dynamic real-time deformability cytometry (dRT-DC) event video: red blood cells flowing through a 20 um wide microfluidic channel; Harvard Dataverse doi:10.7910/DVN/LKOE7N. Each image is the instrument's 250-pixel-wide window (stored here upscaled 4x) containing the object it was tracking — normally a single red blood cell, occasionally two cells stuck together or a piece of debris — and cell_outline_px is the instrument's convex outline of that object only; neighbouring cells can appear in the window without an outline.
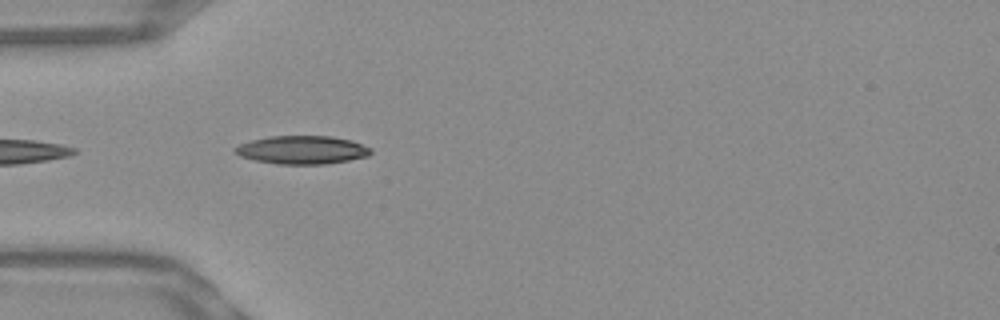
{"species": "Egyptian fruit bat (a non-hibernating species)", "species_latin": "Rousettus aegyptiacus", "temperature_condition": "warm", "stored_images_in_passage": 11, "camera_frame_rate_fps": 3000, "um_per_image_px": 0.085, "frame": {"image": 1, "passage_image": 2, "time_ms": 0.333, "image_size_px": [1000, 320], "cell_outline_px": [[372, 152], [368, 156], [348, 160], [324, 164], [276, 164], [256, 160], [240, 156], [232, 148], [240, 144], [252, 140], [268, 136], [332, 136], [352, 140], [372, 148]], "centroid_in_image_um": [25.7, 12.73], "position_along_channel_um": 59.3, "area_um2": 22.37}}